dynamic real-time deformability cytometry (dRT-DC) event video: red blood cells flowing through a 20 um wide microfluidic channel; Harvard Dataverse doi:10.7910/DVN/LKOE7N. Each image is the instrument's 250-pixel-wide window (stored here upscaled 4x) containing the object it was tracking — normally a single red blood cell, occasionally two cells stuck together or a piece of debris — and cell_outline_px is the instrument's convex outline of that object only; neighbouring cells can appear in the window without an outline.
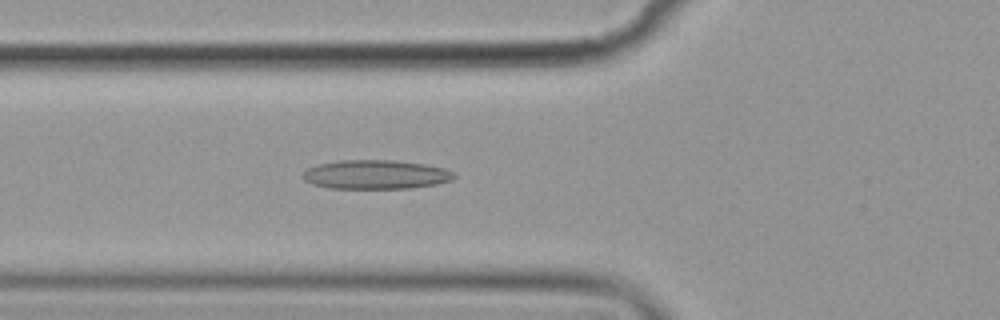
{"species": "common noctule bat (a hibernating species)", "species_latin": "Nyctalus noctula", "temperature_condition": "cold", "stored_images_in_passage": 57, "camera_frame_rate_fps": 3000, "um_per_image_px": 0.085, "animal": {"sex": "female", "body_mass_g": 19.9}, "frame": {"image": 1, "passage_image": 21, "time_ms": 6.667, "image_size_px": [1000, 320], "cell_outline_px": [[456, 176], [452, 180], [436, 184], [408, 188], [328, 188], [312, 184], [304, 180], [300, 176], [308, 168], [316, 164], [340, 160], [392, 160], [424, 164], [444, 168], [456, 172]], "centroid_in_image_um": [31.92, 14.83], "position_along_channel_um": 93.9, "area_um2": 25.72}}
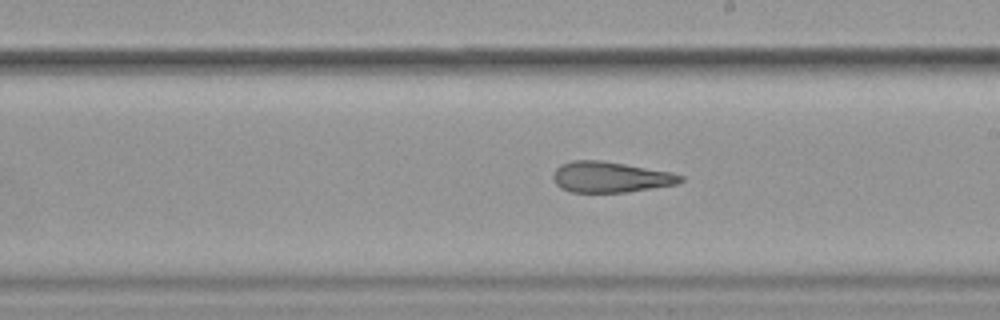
{"frame": {"image": 2, "passage_image": 33, "time_ms": 10.667, "image_size_px": [1000, 320], "cell_outline_px": [[684, 180], [676, 184], [628, 192], [572, 192], [560, 188], [556, 184], [552, 176], [552, 172], [560, 164], [572, 160], [600, 160], [672, 172], [684, 176]], "centroid_in_image_um": [51.86, 15.05], "position_along_channel_um": 237.1, "area_um2": 22.89}}
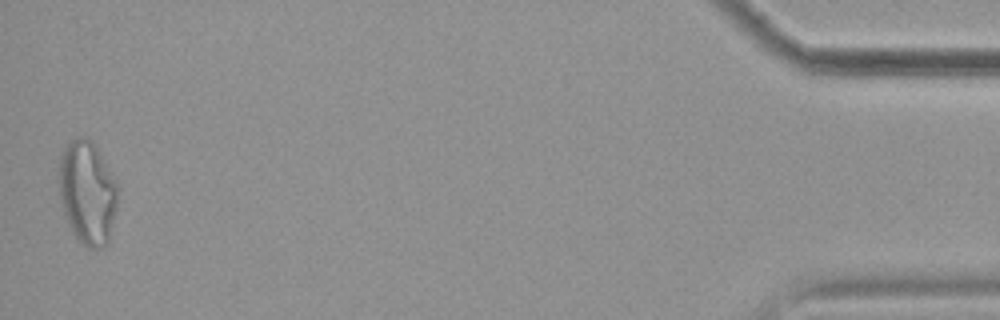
{"frame": {"image": 3, "passage_image": 56, "time_ms": 18.333, "image_size_px": [1000, 320], "cell_outline_px": [[116, 208], [108, 244], [100, 248], [88, 248], [72, 232], [64, 212], [60, 196], [60, 156], [64, 148], [76, 136], [84, 136], [92, 140], [116, 184]], "centroid_in_image_um": [7.42, 16.37], "position_along_channel_um": 427.8, "area_um2": 34.62}, "authors_computed_cell_mechanics": {"area_um2": 25.721, "velocity_mm_per_s": 3.5714, "shape_relaxation_time_tau1_ms": null, "shape_relaxation_time_tau2_ms": 3.0803, "deformation_change_tau1": null, "deformation_change_tau2": 0.138}}